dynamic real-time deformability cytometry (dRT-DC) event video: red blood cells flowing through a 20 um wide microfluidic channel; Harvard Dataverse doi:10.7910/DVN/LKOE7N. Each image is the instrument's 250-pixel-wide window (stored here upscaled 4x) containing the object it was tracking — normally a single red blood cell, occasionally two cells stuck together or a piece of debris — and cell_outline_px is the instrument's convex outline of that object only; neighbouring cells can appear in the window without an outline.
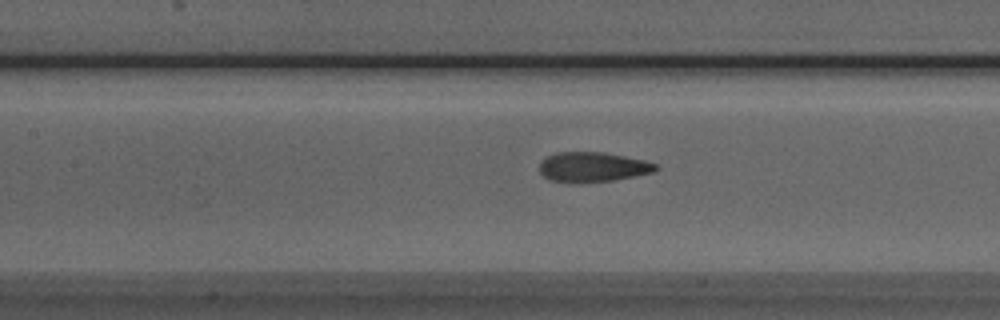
{"species": "Egyptian fruit bat (a non-hibernating species)", "species_latin": "Rousettus aegyptiacus", "temperature_condition": "room temperature", "stored_images_in_passage": 44, "camera_frame_rate_fps": 3000, "um_per_image_px": 0.085, "animal": {"sex": "male"}, "frame": {"image": 1, "passage_image": 20, "time_ms": 6.333, "image_size_px": [1000, 320], "cell_outline_px": [[660, 168], [652, 172], [612, 180], [580, 184], [552, 180], [544, 176], [540, 172], [540, 164], [548, 156], [556, 152], [604, 152], [644, 160], [656, 164]], "centroid_in_image_um": [50.38, 14.2], "position_along_channel_um": 157.0, "area_um2": 20.11}}
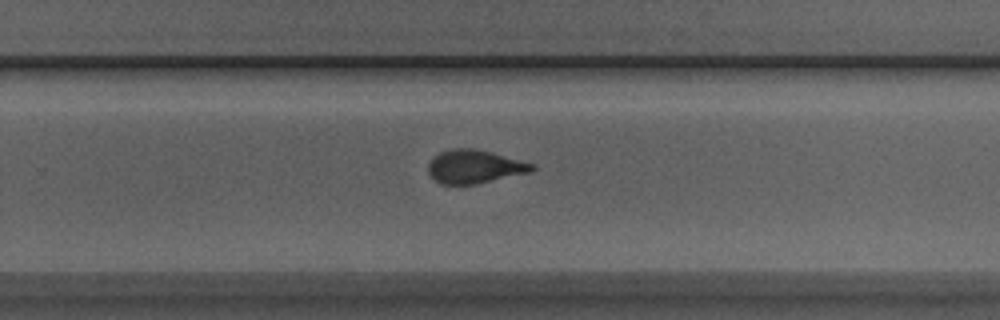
{"frame": {"image": 2, "passage_image": 30, "time_ms": 9.667, "image_size_px": [1000, 320], "cell_outline_px": [[536, 168], [532, 172], [476, 184], [440, 184], [428, 172], [428, 164], [432, 156], [440, 152], [452, 148], [472, 148], [492, 152], [536, 164]], "centroid_in_image_um": [40.36, 14.15], "position_along_channel_um": 289.4, "area_um2": 20.4}}
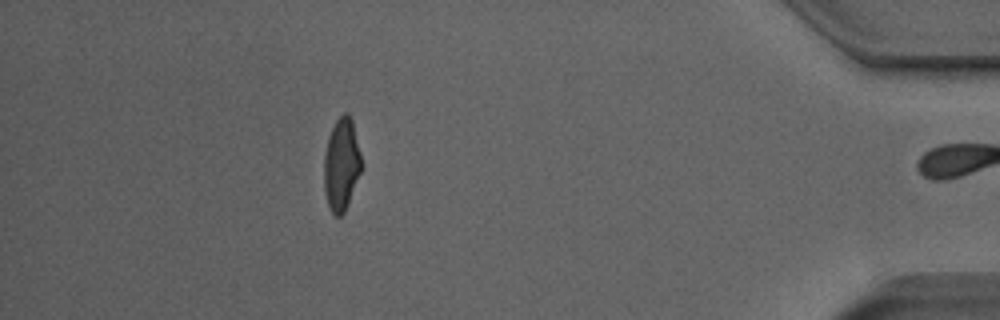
{"frame": {"image": 3, "passage_image": 43, "time_ms": 14.0, "image_size_px": [1000, 320], "cell_outline_px": [[360, 172], [344, 212], [340, 216], [336, 216], [332, 212], [328, 204], [324, 188], [324, 156], [328, 136], [336, 120], [344, 112], [348, 112], [352, 120], [360, 152]], "centroid_in_image_um": [29.0, 13.94], "position_along_channel_um": 406.2, "area_um2": 19.71}, "authors_computed_cell_mechanics": {"area_um2": 20.808, "velocity_mm_per_s": 3.9919, "shape_relaxation_time_tau1_ms": 4.2562, "shape_relaxation_time_tau2_ms": 1.422, "deformation_change_tau1": 0.1582, "deformation_change_tau2": 0.0778}}